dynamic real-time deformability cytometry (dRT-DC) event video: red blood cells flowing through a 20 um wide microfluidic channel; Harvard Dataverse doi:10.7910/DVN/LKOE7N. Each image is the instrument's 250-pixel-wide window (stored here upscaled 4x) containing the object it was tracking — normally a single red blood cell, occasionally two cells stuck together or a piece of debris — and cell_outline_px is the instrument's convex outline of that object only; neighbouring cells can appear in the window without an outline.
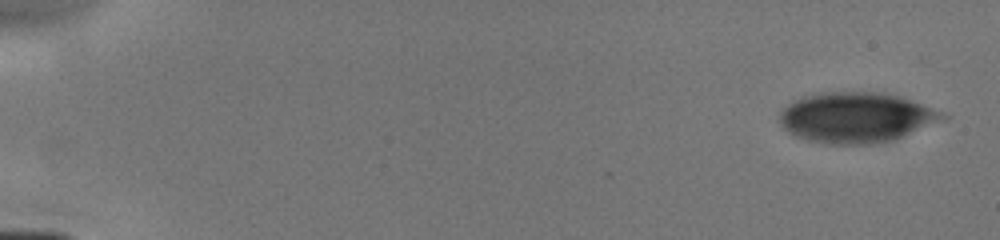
{"species": "human", "species_latin": "Homo sapiens", "temperature_condition": "cold", "stored_images_in_passage": 12, "camera_frame_rate_fps": 3000, "um_per_image_px": 0.085, "donor": {"sex": "male"}, "frame": {"image": 1, "passage_image": 1, "time_ms": 0.0, "image_size_px": [1000, 240], "cell_outline_px": [[952, 116], [948, 120], [892, 140], [868, 144], [832, 144], [808, 140], [796, 136], [788, 132], [780, 124], [780, 112], [788, 104], [804, 96], [824, 92], [876, 92], [900, 96], [912, 100], [944, 112]], "centroid_in_image_um": [72.85, 9.99], "position_along_channel_um": 12.1, "area_um2": 47.97}}
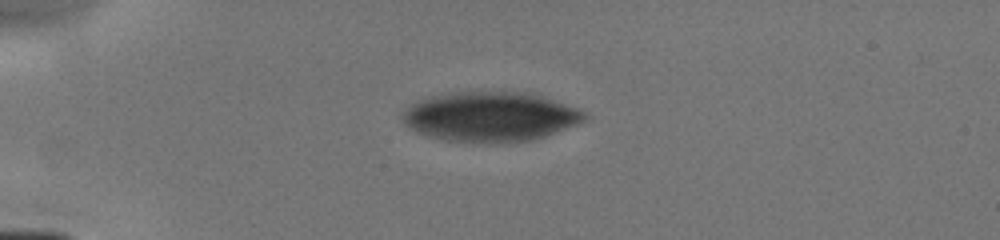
{"frame": {"image": 2, "passage_image": 6, "time_ms": 3.667, "image_size_px": [1000, 240], "cell_outline_px": [[588, 116], [584, 120], [544, 136], [532, 140], [500, 144], [488, 144], [448, 140], [428, 136], [416, 132], [408, 128], [404, 124], [400, 116], [412, 104], [420, 100], [432, 96], [452, 92], [520, 92], [540, 96], [580, 108]], "centroid_in_image_um": [41.64, 9.94], "position_along_channel_um": 43.4, "area_um2": 52.66}}
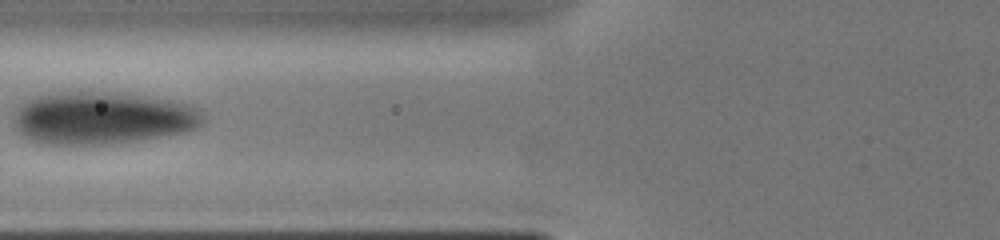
{"frame": {"image": 3, "passage_image": 10, "time_ms": 6.333, "image_size_px": [1000, 240], "cell_outline_px": [[204, 124], [196, 128], [184, 132], [116, 144], [44, 144], [28, 140], [16, 132], [12, 128], [12, 108], [16, 104], [28, 96], [48, 92], [108, 92], [144, 96], [172, 100], [192, 104], [200, 108], [204, 116]], "centroid_in_image_um": [8.57, 10.02], "position_along_channel_um": 117.2, "area_um2": 59.65}}